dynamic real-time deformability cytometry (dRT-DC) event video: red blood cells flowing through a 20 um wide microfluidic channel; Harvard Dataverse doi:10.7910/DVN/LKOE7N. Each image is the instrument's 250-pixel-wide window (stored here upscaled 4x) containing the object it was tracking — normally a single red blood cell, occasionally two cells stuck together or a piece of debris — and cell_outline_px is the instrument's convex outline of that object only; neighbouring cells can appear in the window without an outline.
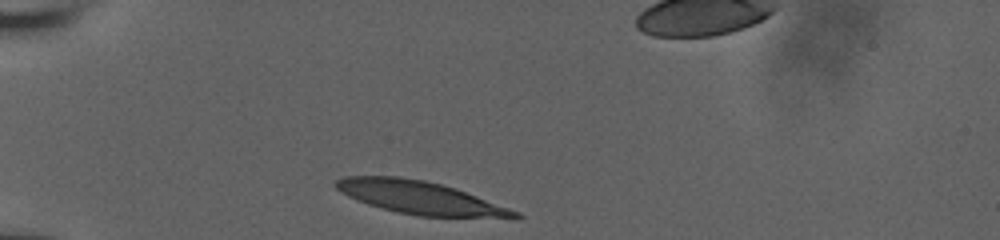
{"species": "human", "species_latin": "Homo sapiens", "temperature_condition": "room temperature", "stored_images_in_passage": 31, "camera_frame_rate_fps": 3000, "um_per_image_px": 0.085, "donor": {"sex": "male"}, "frame": {"image": 1, "passage_image": 1, "time_ms": 0.0, "image_size_px": [1000, 240], "cell_outline_px": [[524, 216], [516, 220], [416, 216], [368, 204], [356, 200], [348, 196], [336, 188], [332, 184], [336, 180], [344, 176], [400, 176], [424, 180], [456, 188], [520, 212]], "centroid_in_image_um": [35.84, 16.83], "position_along_channel_um": 49.2, "area_um2": 35.08}}
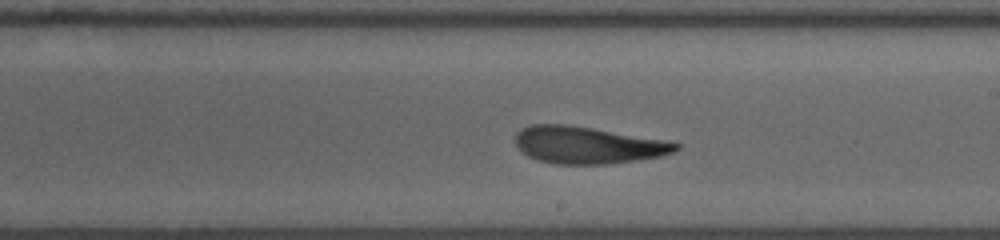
{"frame": {"image": 2, "passage_image": 18, "time_ms": 5.667, "image_size_px": [1000, 240], "cell_outline_px": [[680, 148], [676, 152], [660, 156], [612, 164], [556, 164], [540, 160], [528, 156], [520, 152], [516, 148], [512, 140], [516, 132], [520, 128], [532, 124], [564, 124], [592, 128], [668, 140], [680, 144]], "centroid_in_image_um": [49.91, 12.33], "position_along_channel_um": 239.1, "area_um2": 35.14}}
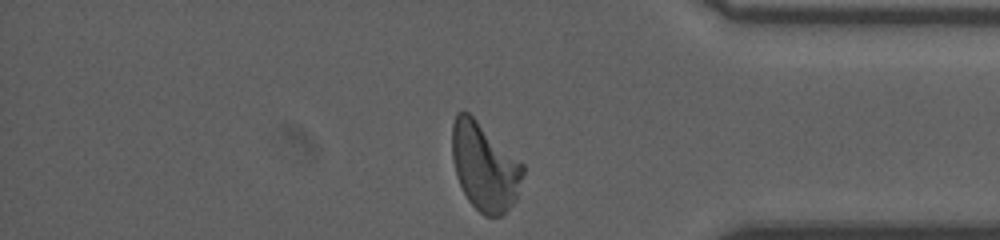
{"frame": {"image": 3, "passage_image": 31, "time_ms": 10.0, "image_size_px": [1000, 240], "cell_outline_px": [[524, 172], [516, 200], [500, 216], [484, 216], [468, 200], [456, 176], [452, 160], [452, 124], [456, 112], [468, 112], [524, 164]], "centroid_in_image_um": [41.18, 14.17], "position_along_channel_um": 394.0, "area_um2": 36.01}, "authors_computed_cell_mechanics": {"area_um2": 34.8534, "velocity_mm_per_s": 3.9184, "shape_relaxation_time_tau1_ms": 6.1667, "shape_relaxation_time_tau2_ms": 2.4783, "deformation_change_tau1": 0.2115, "deformation_change_tau2": 0.1218}}